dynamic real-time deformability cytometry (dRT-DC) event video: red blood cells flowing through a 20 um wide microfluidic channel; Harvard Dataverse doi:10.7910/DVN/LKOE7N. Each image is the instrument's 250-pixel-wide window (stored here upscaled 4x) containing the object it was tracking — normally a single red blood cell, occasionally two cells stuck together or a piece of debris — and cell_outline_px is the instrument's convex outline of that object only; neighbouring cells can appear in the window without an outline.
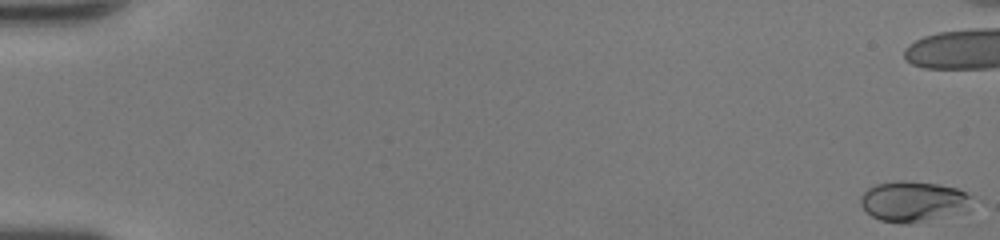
{"species": "human", "species_latin": "Homo sapiens", "temperature_condition": "room temperature", "stored_images_in_passage": 52, "segment_of_instrument_passage": [1, 2], "camera_frame_rate_fps": 3000, "um_per_image_px": 0.085, "donor": {"sex": "female"}, "frame": {"image": 1, "passage_image": 1, "time_ms": 0.0, "image_size_px": [1000, 240], "cell_outline_px": [[972, 196], [968, 212], [908, 224], [900, 224], [880, 220], [872, 216], [860, 204], [860, 196], [868, 188], [876, 184], [896, 180], [908, 180], [940, 184], [956, 188]], "centroid_in_image_um": [77.65, 17.12], "position_along_channel_um": 7.3, "area_um2": 26.7}}
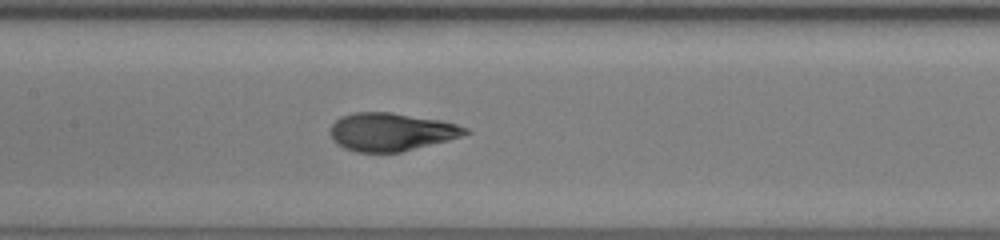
{"frame": {"image": 2, "passage_image": 27, "time_ms": 8.667, "image_size_px": [1000, 240], "cell_outline_px": [[472, 132], [448, 140], [400, 152], [356, 152], [344, 148], [332, 140], [332, 124], [340, 116], [352, 112], [388, 112], [440, 120], [456, 124], [468, 128]], "centroid_in_image_um": [33.24, 11.21], "position_along_channel_um": 174.2, "area_um2": 29.71}}
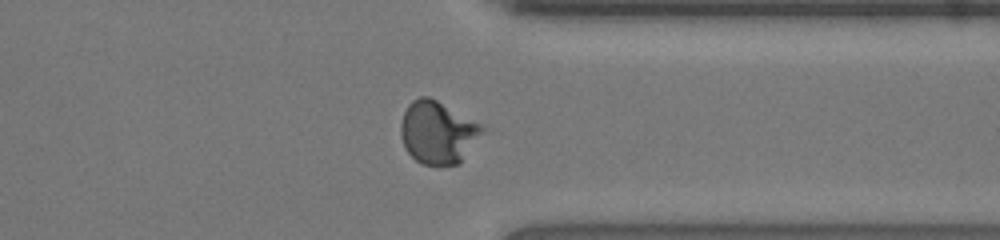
{"frame": {"image": 3, "passage_image": 41, "time_ms": 13.333, "image_size_px": [1000, 240], "cell_outline_px": [[488, 128], [460, 164], [420, 164], [404, 148], [400, 136], [400, 124], [404, 112], [408, 104], [412, 100], [420, 96], [428, 96], [436, 100]], "centroid_in_image_um": [37.22, 11.26], "position_along_channel_um": 374.2, "area_um2": 29.88}}